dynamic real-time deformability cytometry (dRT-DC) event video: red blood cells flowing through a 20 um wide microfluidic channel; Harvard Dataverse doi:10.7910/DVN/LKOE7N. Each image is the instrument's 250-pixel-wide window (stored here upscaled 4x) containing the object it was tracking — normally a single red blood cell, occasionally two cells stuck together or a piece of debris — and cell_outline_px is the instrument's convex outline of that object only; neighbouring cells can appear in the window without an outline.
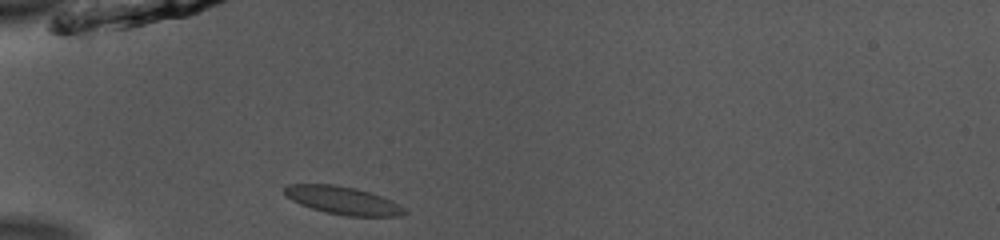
{"species": "common noctule bat (a hibernating species)", "species_latin": "Nyctalus noctula", "temperature_condition": "room temperature", "stored_images_in_passage": 37, "camera_frame_rate_fps": 3000, "um_per_image_px": 0.085, "animal": {"sex": "male", "body_mass_g": 13.0, "forearm_length_mm": 53.1}, "frame": {"image": 1, "passage_image": 1, "time_ms": 0.0, "image_size_px": [1000, 240], "cell_outline_px": [[408, 212], [404, 216], [348, 216], [324, 212], [300, 204], [292, 200], [284, 192], [284, 188], [288, 184], [332, 184], [356, 188], [392, 200], [404, 208]], "centroid_in_image_um": [29.16, 17.04], "position_along_channel_um": 55.8, "area_um2": 19.42}}
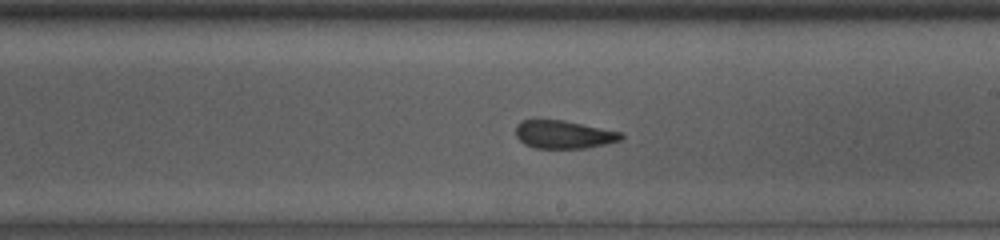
{"frame": {"image": 2, "passage_image": 16, "time_ms": 5.0, "image_size_px": [1000, 240], "cell_outline_px": [[624, 136], [620, 140], [588, 148], [536, 148], [524, 144], [516, 136], [516, 124], [520, 120], [564, 120], [620, 132]], "centroid_in_image_um": [47.88, 11.43], "position_along_channel_um": 241.1, "area_um2": 17.11}}
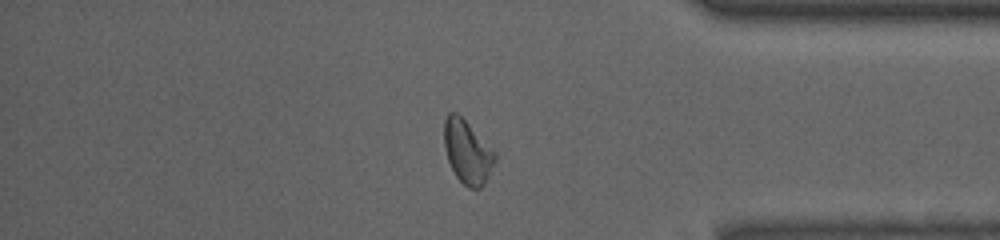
{"frame": {"image": 3, "passage_image": 29, "time_ms": 9.333, "image_size_px": [1000, 240], "cell_outline_px": [[496, 160], [484, 184], [480, 188], [468, 188], [456, 176], [448, 160], [444, 144], [444, 120], [448, 112], [456, 112], [496, 152]], "centroid_in_image_um": [39.72, 12.91], "position_along_channel_um": 395.5, "area_um2": 18.5}, "authors_computed_cell_mechanics": {"area_um2": 18.4382, "velocity_mm_per_s": 3.9028, "shape_relaxation_time_tau1_ms": null, "shape_relaxation_time_tau2_ms": 1.0291, "deformation_change_tau1": null, "deformation_change_tau2": 0.0524}}